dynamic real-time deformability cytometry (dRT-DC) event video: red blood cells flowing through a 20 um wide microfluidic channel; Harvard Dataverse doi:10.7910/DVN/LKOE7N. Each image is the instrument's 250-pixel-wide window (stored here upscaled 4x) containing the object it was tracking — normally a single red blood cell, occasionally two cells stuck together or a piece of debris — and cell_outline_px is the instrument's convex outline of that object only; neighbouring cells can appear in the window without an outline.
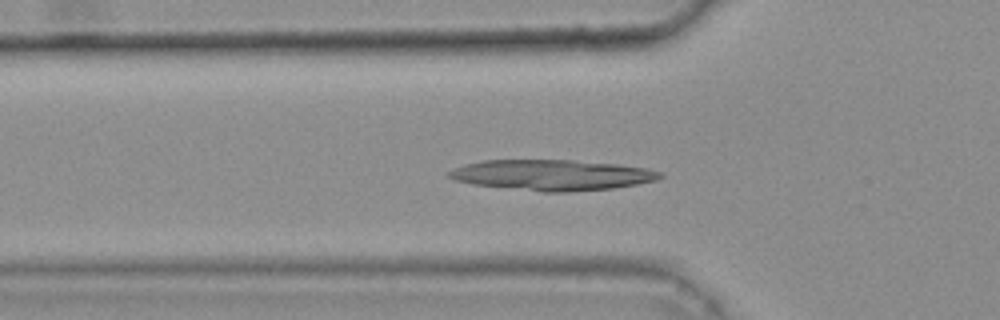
{"species": "common noctule bat (a hibernating species)", "species_latin": "Nyctalus noctula", "temperature_condition": "warm", "stored_images_in_passage": 35, "camera_frame_rate_fps": 3000, "um_per_image_px": 0.085, "animal": {"sex": "female", "body_mass_g": 25.1}, "frame": {"image": 1, "passage_image": 8, "time_ms": 2.333, "image_size_px": [1000, 320], "cell_outline_px": [[664, 176], [656, 180], [636, 184], [612, 188], [568, 192], [544, 192], [472, 184], [456, 180], [448, 176], [448, 172], [456, 168], [468, 164], [484, 160], [572, 160], [616, 164], [648, 168], [660, 172]], "centroid_in_image_um": [46.96, 14.88], "position_along_channel_um": 78.8, "area_um2": 37.34}}
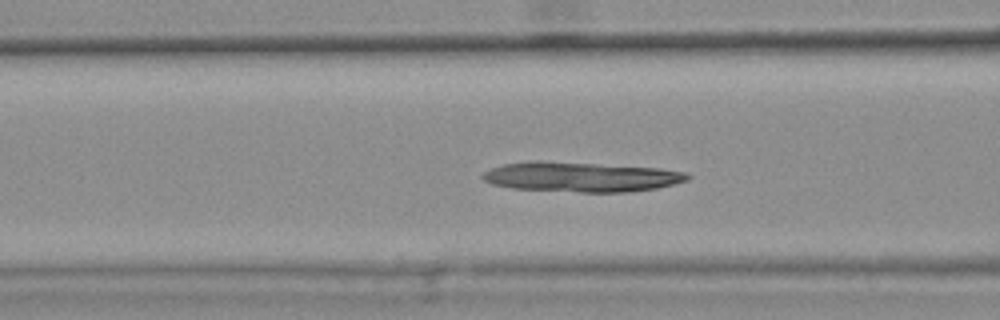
{"frame": {"image": 2, "passage_image": 11, "time_ms": 3.333, "image_size_px": [1000, 320], "cell_outline_px": [[692, 176], [688, 180], [656, 188], [632, 192], [580, 192], [512, 188], [492, 184], [484, 180], [480, 176], [484, 172], [492, 168], [504, 164], [536, 160], [540, 160], [660, 168], [688, 172]], "centroid_in_image_um": [49.41, 15.03], "position_along_channel_um": 117.2, "area_um2": 35.72}}
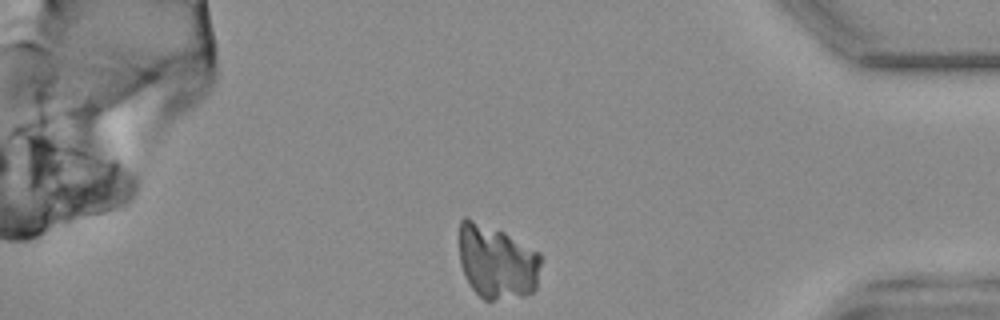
{"frame": {"image": 3, "passage_image": 35, "time_ms": 11.333, "image_size_px": [1000, 320], "cell_outline_px": [[540, 264], [536, 288], [532, 292], [524, 296], [492, 300], [484, 300], [468, 284], [464, 276], [460, 264], [460, 220], [464, 216], [468, 216], [504, 232], [540, 252]], "centroid_in_image_um": [42.21, 22.25], "position_along_channel_um": 393.0, "area_um2": 35.49}}